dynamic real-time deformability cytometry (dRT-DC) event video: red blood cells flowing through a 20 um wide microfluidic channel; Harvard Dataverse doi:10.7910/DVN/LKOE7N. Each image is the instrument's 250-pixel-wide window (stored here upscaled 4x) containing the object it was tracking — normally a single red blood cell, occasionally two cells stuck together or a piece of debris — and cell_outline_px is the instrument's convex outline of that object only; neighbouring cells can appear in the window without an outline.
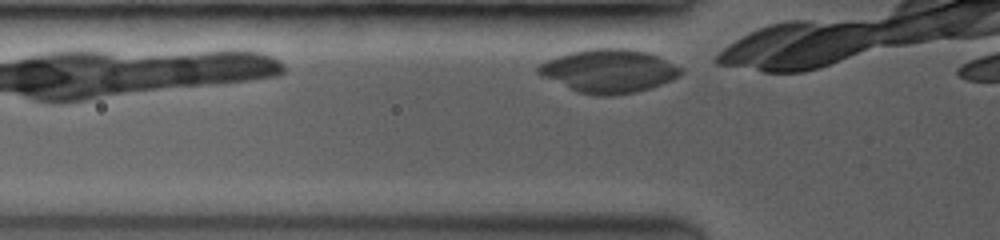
{"species": "common noctule bat (a hibernating species)", "species_latin": "Nyctalus noctula", "temperature_condition": "room temperature", "stored_images_in_passage": 3, "camera_frame_rate_fps": 3500, "um_per_image_px": 0.085, "animal": {"sex": "female", "body_mass_g": 19.0, "forearm_length_mm": 53.3}, "frame": {"image": 1, "passage_image": 3, "time_ms": 1.429, "image_size_px": [1000, 240], "cell_outline_px": [[684, 72], [672, 80], [648, 88], [632, 92], [608, 96], [600, 96], [580, 92], [544, 76], [536, 72], [536, 68], [540, 64], [548, 60], [572, 52], [588, 48], [628, 48], [648, 52], [684, 68]], "centroid_in_image_um": [51.8, 6.01], "position_along_channel_um": 74.0, "area_um2": 35.43}}